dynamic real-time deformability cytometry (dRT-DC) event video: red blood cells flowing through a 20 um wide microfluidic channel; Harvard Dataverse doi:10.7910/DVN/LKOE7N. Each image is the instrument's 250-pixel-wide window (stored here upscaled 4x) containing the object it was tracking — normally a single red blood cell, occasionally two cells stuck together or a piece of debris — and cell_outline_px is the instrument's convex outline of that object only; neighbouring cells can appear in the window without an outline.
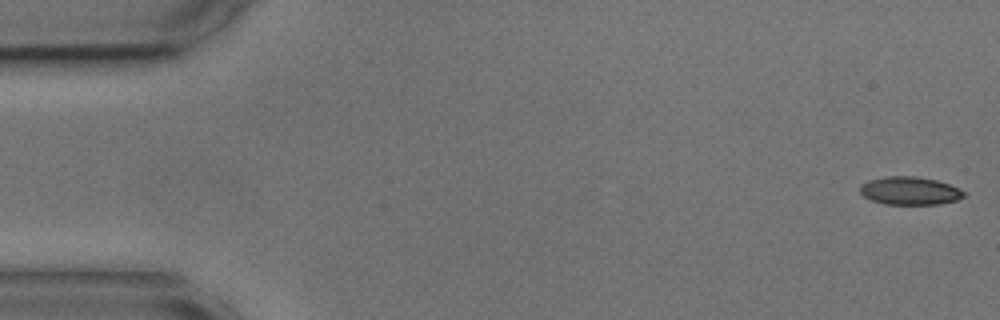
{"species": "common noctule bat (a hibernating species)", "species_latin": "Nyctalus noctula", "temperature_condition": "cold", "stored_images_in_passage": 5, "camera_frame_rate_fps": 3000, "um_per_image_px": 0.085, "animal": {"sex": "male", "body_mass_g": 17.9, "forearm_length_mm": 54.2}, "frame": {"image": 1, "passage_image": 1, "time_ms": 0.0, "image_size_px": [1000, 320], "cell_outline_px": [[968, 192], [964, 196], [956, 200], [936, 204], [884, 204], [872, 200], [864, 196], [860, 192], [860, 184], [868, 180], [884, 176], [916, 176], [936, 180], [960, 188]], "centroid_in_image_um": [77.33, 16.2], "position_along_channel_um": 7.7, "area_um2": 17.05}}
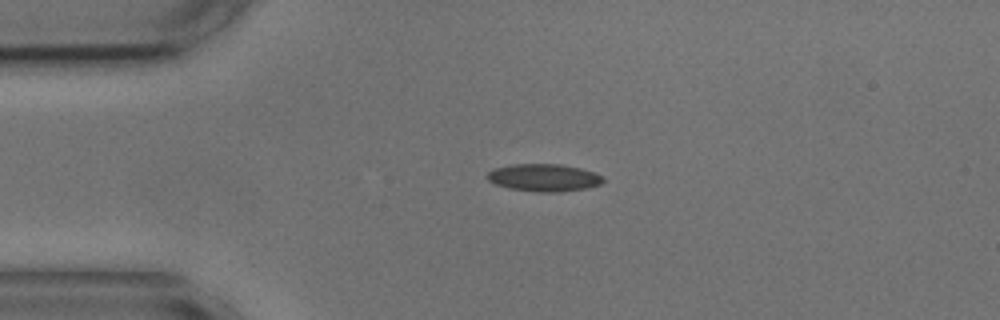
{"frame": {"image": 2, "passage_image": 4, "time_ms": 3.667, "image_size_px": [1000, 320], "cell_outline_px": [[604, 180], [600, 184], [588, 188], [556, 192], [536, 192], [508, 188], [496, 184], [488, 180], [484, 176], [492, 168], [512, 164], [560, 164], [580, 168], [604, 176]], "centroid_in_image_um": [46.19, 15.1], "position_along_channel_um": 38.8, "area_um2": 18.67}}